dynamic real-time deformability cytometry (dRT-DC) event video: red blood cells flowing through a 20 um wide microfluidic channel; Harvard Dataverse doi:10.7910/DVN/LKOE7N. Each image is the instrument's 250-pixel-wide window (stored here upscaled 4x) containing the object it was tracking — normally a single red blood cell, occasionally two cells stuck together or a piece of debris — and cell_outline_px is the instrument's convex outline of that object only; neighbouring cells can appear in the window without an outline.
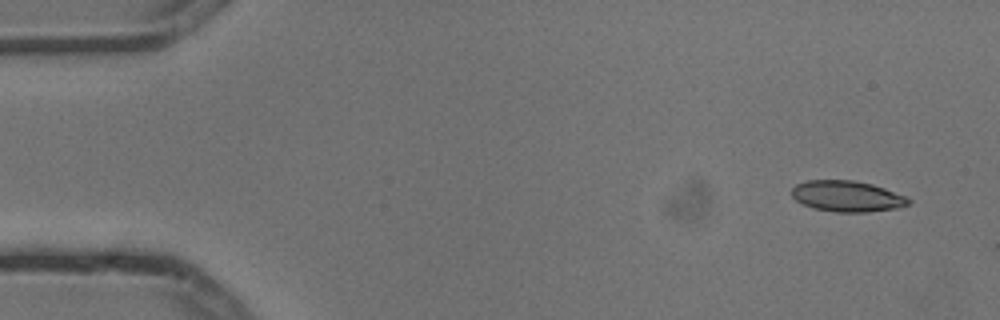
{"species": "common noctule bat (a hibernating species)", "species_latin": "Nyctalus noctula", "temperature_condition": "cold", "stored_images_in_passage": 2, "camera_frame_rate_fps": 3000, "um_per_image_px": 0.085, "animal": {"sex": "male", "body_mass_g": 13.3}, "frame": {"image": 1, "passage_image": 1, "time_ms": 0.0, "image_size_px": [1000, 320], "cell_outline_px": [[912, 204], [900, 208], [868, 212], [836, 212], [812, 208], [796, 200], [792, 196], [792, 188], [796, 184], [808, 180], [852, 180], [872, 184], [908, 196], [912, 200]], "centroid_in_image_um": [72.07, 16.69], "position_along_channel_um": 12.9, "area_um2": 21.33}}